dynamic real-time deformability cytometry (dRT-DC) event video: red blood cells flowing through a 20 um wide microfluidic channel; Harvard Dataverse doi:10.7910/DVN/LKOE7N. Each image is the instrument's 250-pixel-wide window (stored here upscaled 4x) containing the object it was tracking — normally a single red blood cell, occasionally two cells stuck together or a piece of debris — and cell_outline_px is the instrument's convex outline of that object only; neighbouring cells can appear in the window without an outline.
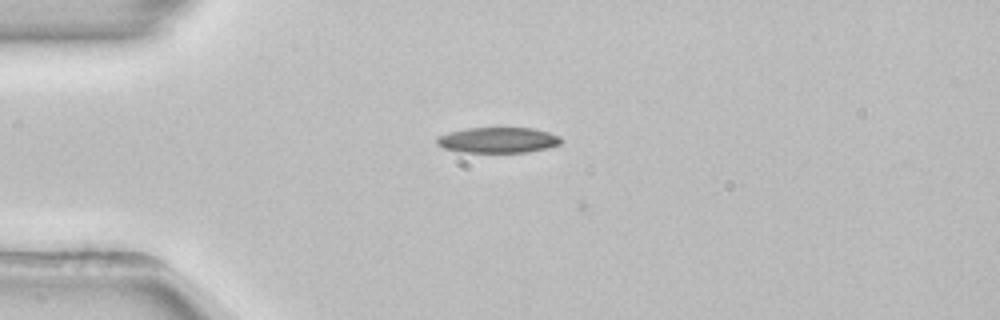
{"species": "common noctule bat (a hibernating species)", "species_latin": "Nyctalus noctula", "temperature_condition": "room temperature", "stored_images_in_passage": 2, "camera_frame_rate_fps": 3000, "um_per_image_px": 0.085, "animal": {"sex": "female", "body_mass_g": 22.7, "forearm_length_mm": 54.2}, "frame": {"image": 1, "passage_image": 1, "time_ms": 0.0, "image_size_px": [1000, 320], "cell_outline_px": [[564, 140], [560, 144], [548, 148], [528, 152], [460, 152], [444, 148], [436, 144], [436, 136], [448, 132], [468, 128], [532, 128], [548, 132], [560, 136]], "centroid_in_image_um": [42.33, 11.91], "position_along_channel_um": 42.7, "area_um2": 18.67}}